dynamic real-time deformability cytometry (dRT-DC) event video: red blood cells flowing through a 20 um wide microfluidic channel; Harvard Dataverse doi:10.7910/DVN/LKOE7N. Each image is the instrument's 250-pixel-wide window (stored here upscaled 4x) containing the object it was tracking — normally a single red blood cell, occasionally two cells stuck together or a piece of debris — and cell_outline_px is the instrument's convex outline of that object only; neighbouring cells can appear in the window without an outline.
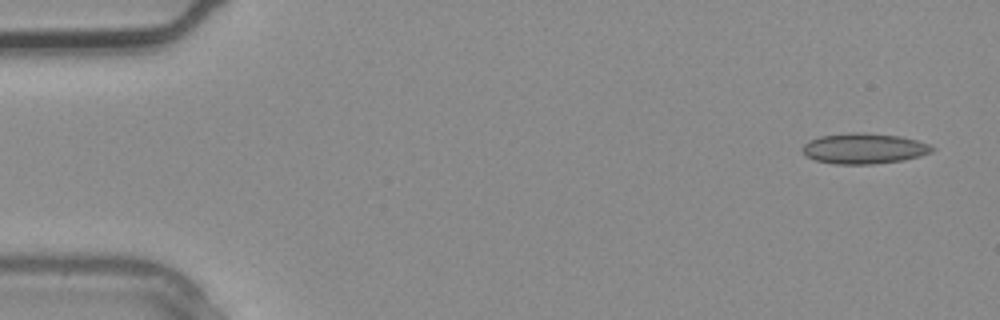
{"species": "common noctule bat (a hibernating species)", "species_latin": "Nyctalus noctula", "temperature_condition": "warm", "stored_images_in_passage": 4, "camera_frame_rate_fps": 3000, "um_per_image_px": 0.085, "animal": {"sex": "male", "body_mass_g": 20.4}, "frame": {"image": 1, "passage_image": 1, "time_ms": 0.0, "image_size_px": [1000, 320], "cell_outline_px": [[936, 148], [932, 152], [920, 156], [904, 160], [872, 164], [836, 164], [816, 160], [808, 156], [800, 148], [808, 140], [820, 136], [852, 132], [860, 132], [900, 136], [916, 140], [928, 144]], "centroid_in_image_um": [73.45, 12.62], "position_along_channel_um": 11.6, "area_um2": 23.06}}
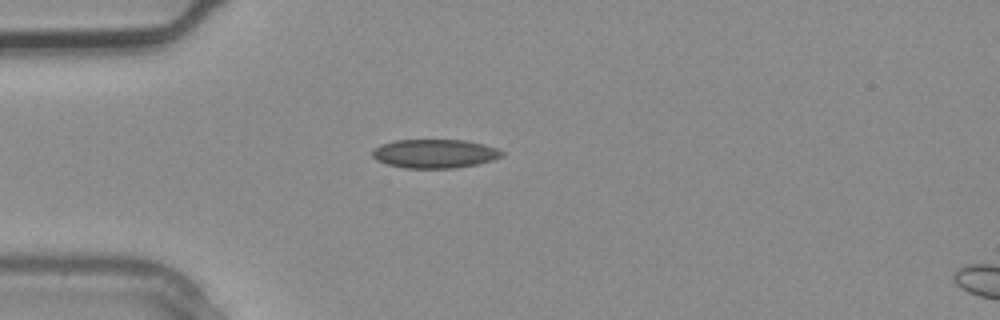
{"frame": {"image": 2, "passage_image": 3, "time_ms": 0.667, "image_size_px": [1000, 320], "cell_outline_px": [[504, 156], [492, 160], [476, 164], [456, 168], [404, 168], [388, 164], [376, 160], [372, 156], [372, 148], [380, 144], [392, 140], [464, 140], [484, 144], [496, 148], [504, 152]], "centroid_in_image_um": [36.92, 13.05], "position_along_channel_um": 48.1, "area_um2": 21.91}}